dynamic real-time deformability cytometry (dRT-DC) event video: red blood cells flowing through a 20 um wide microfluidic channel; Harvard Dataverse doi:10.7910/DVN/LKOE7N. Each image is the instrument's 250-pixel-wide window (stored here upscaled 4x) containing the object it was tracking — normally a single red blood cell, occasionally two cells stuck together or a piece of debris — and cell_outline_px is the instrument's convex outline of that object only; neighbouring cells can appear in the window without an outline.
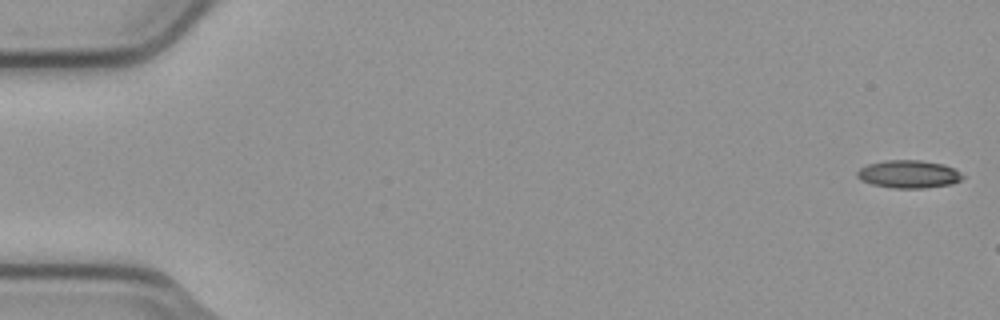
{"species": "common noctule bat (a hibernating species)", "species_latin": "Nyctalus noctula", "temperature_condition": "cold", "stored_images_in_passage": 3, "camera_frame_rate_fps": 3000, "um_per_image_px": 0.085, "animal": {"sex": "male", "body_mass_g": 23.1, "forearm_length_mm": 52.7}, "frame": {"image": 1, "passage_image": 1, "time_ms": 0.0, "image_size_px": [1000, 320], "cell_outline_px": [[964, 176], [960, 180], [952, 184], [924, 188], [892, 188], [872, 184], [860, 180], [856, 176], [856, 172], [860, 168], [868, 164], [884, 160], [920, 160], [944, 164], [960, 172]], "centroid_in_image_um": [77.21, 14.8], "position_along_channel_um": 7.8, "area_um2": 17.17}}